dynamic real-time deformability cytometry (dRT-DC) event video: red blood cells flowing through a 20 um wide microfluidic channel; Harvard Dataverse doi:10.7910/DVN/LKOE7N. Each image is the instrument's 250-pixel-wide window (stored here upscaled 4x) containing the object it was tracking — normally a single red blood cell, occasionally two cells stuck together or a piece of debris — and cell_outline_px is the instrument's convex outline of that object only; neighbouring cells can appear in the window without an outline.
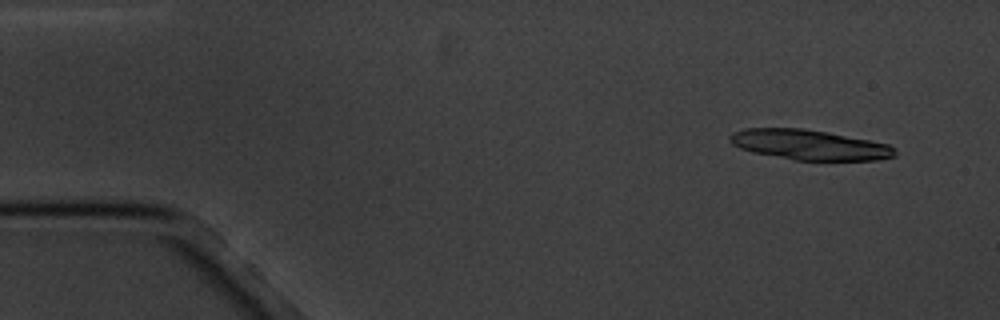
{"species": "common noctule bat (a hibernating species)", "species_latin": "Nyctalus noctula", "temperature_condition": "cold", "stored_images_in_passage": 6, "segment_of_instrument_passage": [1, 2], "camera_frame_rate_fps": 3000, "um_per_image_px": 0.085, "animal": {"sex": "male", "body_mass_g": 20.1, "forearm_length_mm": 53.5}, "frame": {"image": 1, "passage_image": 1, "time_ms": 0.0, "image_size_px": [1000, 320], "cell_outline_px": [[896, 156], [876, 160], [792, 160], [752, 152], [740, 148], [732, 144], [728, 140], [728, 136], [732, 132], [744, 128], [800, 128], [828, 132], [888, 144], [896, 148]], "centroid_in_image_um": [68.76, 12.31], "position_along_channel_um": 16.2, "area_um2": 29.07}}